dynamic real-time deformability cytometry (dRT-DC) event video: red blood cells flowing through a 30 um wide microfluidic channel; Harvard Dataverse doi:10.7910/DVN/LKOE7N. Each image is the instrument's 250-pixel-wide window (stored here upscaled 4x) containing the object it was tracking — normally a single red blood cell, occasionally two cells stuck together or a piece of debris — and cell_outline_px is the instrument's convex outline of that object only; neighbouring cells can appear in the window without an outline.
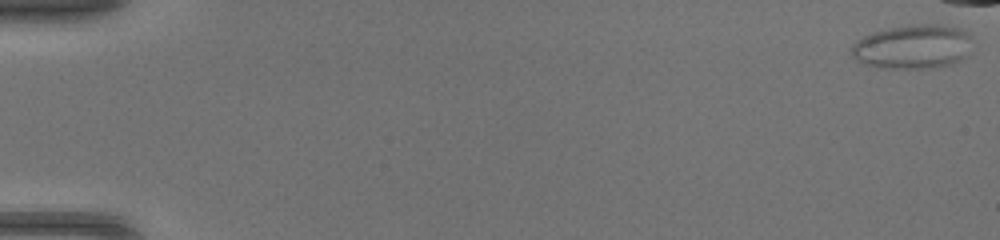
{"species": "common noctule bat (a hibernating species)", "species_latin": "Nyctalus noctula", "temperature_condition": "warm", "stored_images_in_passage": 42, "camera_frame_rate_fps": 3000, "um_per_image_px": 0.085, "animal": {"sex": "female", "body_mass_g": 17.0, "forearm_length_mm": 48.0}, "frame": {"image": 1, "passage_image": 1, "time_ms": 0.0, "image_size_px": [1000, 240], "cell_outline_px": [[972, 36], [968, 56], [952, 64], [932, 68], [880, 68], [856, 60], [852, 56], [852, 44], [856, 40], [872, 32], [908, 24], [940, 24], [960, 28], [968, 32]], "centroid_in_image_um": [77.62, 3.96], "position_along_channel_um": 7.4, "area_um2": 31.44}}
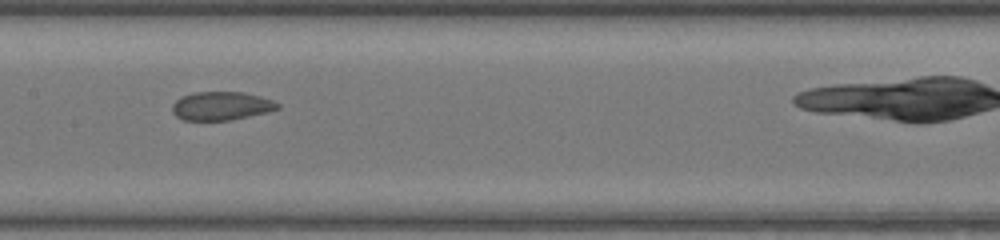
{"frame": {"image": 2, "passage_image": 27, "time_ms": 8.667, "image_size_px": [1000, 240], "cell_outline_px": [[280, 108], [268, 112], [232, 120], [184, 120], [176, 116], [172, 112], [172, 104], [180, 96], [196, 92], [240, 92], [260, 96], [272, 100], [280, 104]], "centroid_in_image_um": [18.8, 9.01], "position_along_channel_um": 188.6, "area_um2": 17.57}}
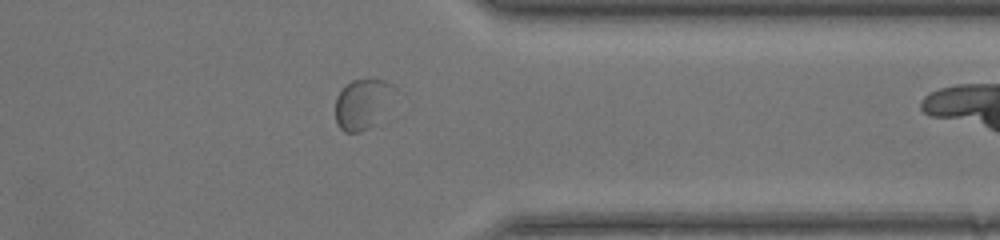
{"frame": {"image": 3, "passage_image": 41, "time_ms": 13.333, "image_size_px": [1000, 240], "cell_outline_px": [[396, 88], [380, 120], [376, 124], [360, 132], [344, 132], [340, 128], [336, 120], [336, 96], [344, 84], [352, 80], [384, 80], [392, 84]], "centroid_in_image_um": [30.8, 8.83], "position_along_channel_um": 380.6, "area_um2": 17.28}}